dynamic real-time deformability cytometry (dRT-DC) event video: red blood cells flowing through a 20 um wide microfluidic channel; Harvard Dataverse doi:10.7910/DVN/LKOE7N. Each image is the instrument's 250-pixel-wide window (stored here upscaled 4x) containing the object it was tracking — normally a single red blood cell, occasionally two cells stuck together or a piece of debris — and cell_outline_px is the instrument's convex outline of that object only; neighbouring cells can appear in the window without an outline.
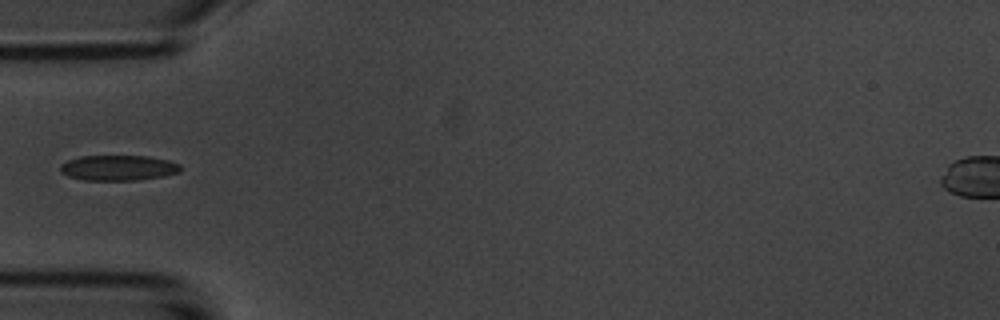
{"species": "common noctule bat (a hibernating species)", "species_latin": "Nyctalus noctula", "temperature_condition": "room temperature", "stored_images_in_passage": 38, "camera_frame_rate_fps": 3000, "um_per_image_px": 0.085, "animal": {"sex": "male", "body_mass_g": 20.1, "forearm_length_mm": 53.5}, "frame": {"image": 1, "passage_image": 1, "time_ms": 0.0, "image_size_px": [1000, 320], "cell_outline_px": [[180, 172], [164, 176], [136, 180], [84, 180], [68, 176], [60, 172], [60, 164], [68, 160], [80, 156], [148, 156], [168, 160], [180, 164]], "centroid_in_image_um": [10.04, 14.26], "position_along_channel_um": 75.0, "area_um2": 17.8}}
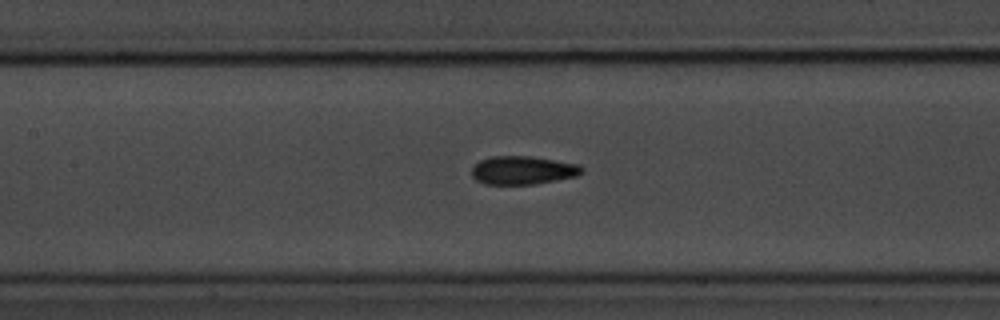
{"frame": {"image": 2, "passage_image": 8, "time_ms": 2.333, "image_size_px": [1000, 320], "cell_outline_px": [[584, 172], [576, 176], [556, 180], [532, 184], [484, 184], [476, 180], [472, 176], [472, 168], [480, 160], [492, 156], [532, 156], [580, 164], [584, 168]], "centroid_in_image_um": [44.46, 14.46], "position_along_channel_um": 162.9, "area_um2": 18.26}}
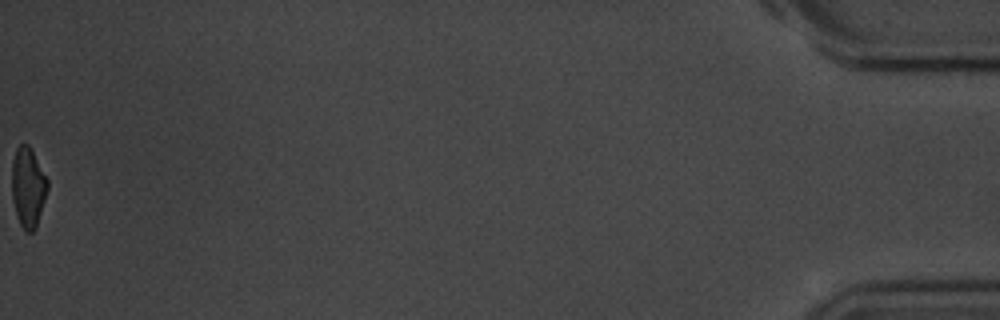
{"frame": {"image": 3, "passage_image": 38, "time_ms": 12.333, "image_size_px": [1000, 320], "cell_outline_px": [[48, 188], [36, 228], [32, 232], [28, 232], [20, 224], [16, 216], [12, 200], [12, 160], [16, 148], [20, 144], [28, 144], [48, 180]], "centroid_in_image_um": [2.37, 15.92], "position_along_channel_um": 432.8, "area_um2": 16.53}}